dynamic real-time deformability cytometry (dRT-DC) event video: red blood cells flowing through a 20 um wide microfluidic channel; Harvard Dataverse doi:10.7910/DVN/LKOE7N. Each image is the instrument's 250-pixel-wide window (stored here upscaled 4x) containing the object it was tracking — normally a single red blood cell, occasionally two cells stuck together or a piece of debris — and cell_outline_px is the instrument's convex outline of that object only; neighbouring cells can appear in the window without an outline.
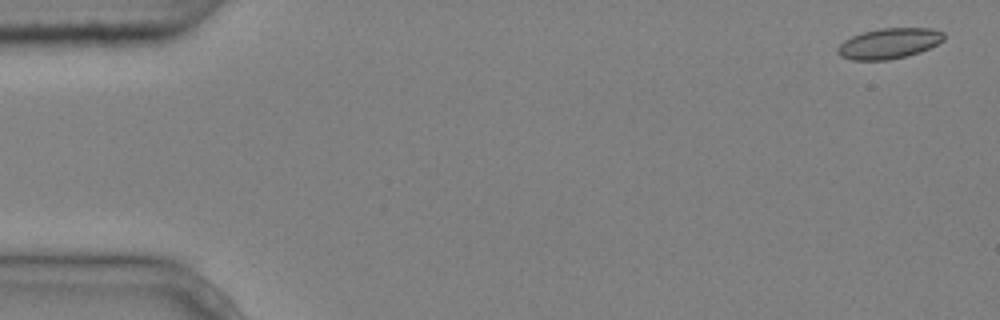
{"species": "common noctule bat (a hibernating species)", "species_latin": "Nyctalus noctula", "temperature_condition": "cold", "stored_images_in_passage": 4, "segment_of_instrument_passage": [2, 2], "camera_frame_rate_fps": 3000, "um_per_image_px": 0.085, "animal": {"sex": "male", "body_mass_g": 20.4}, "frame": {"image": 1, "passage_image": 4, "time_ms": 1.0, "image_size_px": [1000, 320], "cell_outline_px": [[944, 40], [920, 52], [908, 56], [888, 60], [852, 60], [840, 56], [836, 52], [836, 48], [844, 40], [852, 36], [864, 32], [880, 28], [932, 28], [944, 32]], "centroid_in_image_um": [75.56, 3.69], "position_along_channel_um": 9.4, "area_um2": 18.96}}